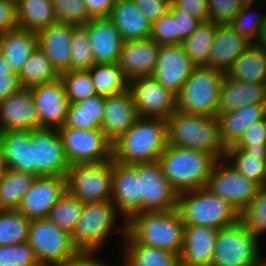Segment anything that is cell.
Wrapping results in <instances>:
<instances>
[{
    "label": "cell",
    "mask_w": 266,
    "mask_h": 266,
    "mask_svg": "<svg viewBox=\"0 0 266 266\" xmlns=\"http://www.w3.org/2000/svg\"><path fill=\"white\" fill-rule=\"evenodd\" d=\"M219 229L185 225L180 261L187 265L211 266Z\"/></svg>",
    "instance_id": "cell-25"
},
{
    "label": "cell",
    "mask_w": 266,
    "mask_h": 266,
    "mask_svg": "<svg viewBox=\"0 0 266 266\" xmlns=\"http://www.w3.org/2000/svg\"><path fill=\"white\" fill-rule=\"evenodd\" d=\"M178 266H202V265H187V264H185V263L179 261Z\"/></svg>",
    "instance_id": "cell-62"
},
{
    "label": "cell",
    "mask_w": 266,
    "mask_h": 266,
    "mask_svg": "<svg viewBox=\"0 0 266 266\" xmlns=\"http://www.w3.org/2000/svg\"><path fill=\"white\" fill-rule=\"evenodd\" d=\"M58 131L70 165L101 163L112 159L113 143L101 129L60 127Z\"/></svg>",
    "instance_id": "cell-11"
},
{
    "label": "cell",
    "mask_w": 266,
    "mask_h": 266,
    "mask_svg": "<svg viewBox=\"0 0 266 266\" xmlns=\"http://www.w3.org/2000/svg\"><path fill=\"white\" fill-rule=\"evenodd\" d=\"M231 147L244 149L248 153H266V117L249 126Z\"/></svg>",
    "instance_id": "cell-49"
},
{
    "label": "cell",
    "mask_w": 266,
    "mask_h": 266,
    "mask_svg": "<svg viewBox=\"0 0 266 266\" xmlns=\"http://www.w3.org/2000/svg\"><path fill=\"white\" fill-rule=\"evenodd\" d=\"M39 129V115L30 88L20 87L0 101V132Z\"/></svg>",
    "instance_id": "cell-20"
},
{
    "label": "cell",
    "mask_w": 266,
    "mask_h": 266,
    "mask_svg": "<svg viewBox=\"0 0 266 266\" xmlns=\"http://www.w3.org/2000/svg\"><path fill=\"white\" fill-rule=\"evenodd\" d=\"M21 87L31 88L43 83H49L60 78V74L52 66L45 53L36 48L17 74Z\"/></svg>",
    "instance_id": "cell-37"
},
{
    "label": "cell",
    "mask_w": 266,
    "mask_h": 266,
    "mask_svg": "<svg viewBox=\"0 0 266 266\" xmlns=\"http://www.w3.org/2000/svg\"><path fill=\"white\" fill-rule=\"evenodd\" d=\"M158 161L172 188L181 193L206 187L216 159L207 152L167 144Z\"/></svg>",
    "instance_id": "cell-5"
},
{
    "label": "cell",
    "mask_w": 266,
    "mask_h": 266,
    "mask_svg": "<svg viewBox=\"0 0 266 266\" xmlns=\"http://www.w3.org/2000/svg\"><path fill=\"white\" fill-rule=\"evenodd\" d=\"M167 121L139 117L112 145V159L123 164L155 162L166 149Z\"/></svg>",
    "instance_id": "cell-1"
},
{
    "label": "cell",
    "mask_w": 266,
    "mask_h": 266,
    "mask_svg": "<svg viewBox=\"0 0 266 266\" xmlns=\"http://www.w3.org/2000/svg\"><path fill=\"white\" fill-rule=\"evenodd\" d=\"M110 200L124 220L140 213V179L137 163L123 164L113 161L112 190Z\"/></svg>",
    "instance_id": "cell-19"
},
{
    "label": "cell",
    "mask_w": 266,
    "mask_h": 266,
    "mask_svg": "<svg viewBox=\"0 0 266 266\" xmlns=\"http://www.w3.org/2000/svg\"><path fill=\"white\" fill-rule=\"evenodd\" d=\"M241 7L256 4L257 0H238Z\"/></svg>",
    "instance_id": "cell-61"
},
{
    "label": "cell",
    "mask_w": 266,
    "mask_h": 266,
    "mask_svg": "<svg viewBox=\"0 0 266 266\" xmlns=\"http://www.w3.org/2000/svg\"><path fill=\"white\" fill-rule=\"evenodd\" d=\"M169 12L173 15L178 26V44H181L184 39L189 37L201 23V21L185 10L176 8L170 4Z\"/></svg>",
    "instance_id": "cell-53"
},
{
    "label": "cell",
    "mask_w": 266,
    "mask_h": 266,
    "mask_svg": "<svg viewBox=\"0 0 266 266\" xmlns=\"http://www.w3.org/2000/svg\"><path fill=\"white\" fill-rule=\"evenodd\" d=\"M98 95L108 96L120 93L129 86L119 62L94 64L88 69Z\"/></svg>",
    "instance_id": "cell-40"
},
{
    "label": "cell",
    "mask_w": 266,
    "mask_h": 266,
    "mask_svg": "<svg viewBox=\"0 0 266 266\" xmlns=\"http://www.w3.org/2000/svg\"><path fill=\"white\" fill-rule=\"evenodd\" d=\"M240 220L258 239L266 233V186L259 187L256 197L240 213Z\"/></svg>",
    "instance_id": "cell-46"
},
{
    "label": "cell",
    "mask_w": 266,
    "mask_h": 266,
    "mask_svg": "<svg viewBox=\"0 0 266 266\" xmlns=\"http://www.w3.org/2000/svg\"><path fill=\"white\" fill-rule=\"evenodd\" d=\"M105 96L95 95L86 100L69 103L65 124L81 130L101 129L104 116Z\"/></svg>",
    "instance_id": "cell-34"
},
{
    "label": "cell",
    "mask_w": 266,
    "mask_h": 266,
    "mask_svg": "<svg viewBox=\"0 0 266 266\" xmlns=\"http://www.w3.org/2000/svg\"><path fill=\"white\" fill-rule=\"evenodd\" d=\"M225 72L196 66L177 94V109L188 114L216 117Z\"/></svg>",
    "instance_id": "cell-7"
},
{
    "label": "cell",
    "mask_w": 266,
    "mask_h": 266,
    "mask_svg": "<svg viewBox=\"0 0 266 266\" xmlns=\"http://www.w3.org/2000/svg\"><path fill=\"white\" fill-rule=\"evenodd\" d=\"M108 19L119 30L123 41L150 37L151 24L132 0H116Z\"/></svg>",
    "instance_id": "cell-29"
},
{
    "label": "cell",
    "mask_w": 266,
    "mask_h": 266,
    "mask_svg": "<svg viewBox=\"0 0 266 266\" xmlns=\"http://www.w3.org/2000/svg\"><path fill=\"white\" fill-rule=\"evenodd\" d=\"M72 24L57 22L37 33V44L60 74L70 71Z\"/></svg>",
    "instance_id": "cell-24"
},
{
    "label": "cell",
    "mask_w": 266,
    "mask_h": 266,
    "mask_svg": "<svg viewBox=\"0 0 266 266\" xmlns=\"http://www.w3.org/2000/svg\"><path fill=\"white\" fill-rule=\"evenodd\" d=\"M229 79L266 84V51L251 44L226 71Z\"/></svg>",
    "instance_id": "cell-33"
},
{
    "label": "cell",
    "mask_w": 266,
    "mask_h": 266,
    "mask_svg": "<svg viewBox=\"0 0 266 266\" xmlns=\"http://www.w3.org/2000/svg\"><path fill=\"white\" fill-rule=\"evenodd\" d=\"M195 67L182 44L160 45L153 77L177 95Z\"/></svg>",
    "instance_id": "cell-17"
},
{
    "label": "cell",
    "mask_w": 266,
    "mask_h": 266,
    "mask_svg": "<svg viewBox=\"0 0 266 266\" xmlns=\"http://www.w3.org/2000/svg\"><path fill=\"white\" fill-rule=\"evenodd\" d=\"M122 266H178L180 255L135 242L127 233L122 240ZM120 265V266H121Z\"/></svg>",
    "instance_id": "cell-32"
},
{
    "label": "cell",
    "mask_w": 266,
    "mask_h": 266,
    "mask_svg": "<svg viewBox=\"0 0 266 266\" xmlns=\"http://www.w3.org/2000/svg\"><path fill=\"white\" fill-rule=\"evenodd\" d=\"M113 159L101 163L74 164L66 173V192L83 203L110 200Z\"/></svg>",
    "instance_id": "cell-9"
},
{
    "label": "cell",
    "mask_w": 266,
    "mask_h": 266,
    "mask_svg": "<svg viewBox=\"0 0 266 266\" xmlns=\"http://www.w3.org/2000/svg\"><path fill=\"white\" fill-rule=\"evenodd\" d=\"M259 5L258 12L255 4L241 7L239 13L229 23L230 27L250 44H258L262 32L266 29V13L261 12L264 4Z\"/></svg>",
    "instance_id": "cell-41"
},
{
    "label": "cell",
    "mask_w": 266,
    "mask_h": 266,
    "mask_svg": "<svg viewBox=\"0 0 266 266\" xmlns=\"http://www.w3.org/2000/svg\"><path fill=\"white\" fill-rule=\"evenodd\" d=\"M39 115V129H59L65 124L69 101L58 78L30 88Z\"/></svg>",
    "instance_id": "cell-16"
},
{
    "label": "cell",
    "mask_w": 266,
    "mask_h": 266,
    "mask_svg": "<svg viewBox=\"0 0 266 266\" xmlns=\"http://www.w3.org/2000/svg\"><path fill=\"white\" fill-rule=\"evenodd\" d=\"M184 223L177 208L166 211H145L126 221V233L137 243L180 255Z\"/></svg>",
    "instance_id": "cell-2"
},
{
    "label": "cell",
    "mask_w": 266,
    "mask_h": 266,
    "mask_svg": "<svg viewBox=\"0 0 266 266\" xmlns=\"http://www.w3.org/2000/svg\"><path fill=\"white\" fill-rule=\"evenodd\" d=\"M118 215L120 217L121 214L111 200L85 203L71 234L74 246L79 251L102 252L101 249L105 248L113 232L116 234L117 231L121 239L125 238L126 220H121L122 225L118 224Z\"/></svg>",
    "instance_id": "cell-4"
},
{
    "label": "cell",
    "mask_w": 266,
    "mask_h": 266,
    "mask_svg": "<svg viewBox=\"0 0 266 266\" xmlns=\"http://www.w3.org/2000/svg\"><path fill=\"white\" fill-rule=\"evenodd\" d=\"M18 27L38 33L57 23L52 0H16Z\"/></svg>",
    "instance_id": "cell-35"
},
{
    "label": "cell",
    "mask_w": 266,
    "mask_h": 266,
    "mask_svg": "<svg viewBox=\"0 0 266 266\" xmlns=\"http://www.w3.org/2000/svg\"><path fill=\"white\" fill-rule=\"evenodd\" d=\"M266 84L229 79L226 75L220 90L219 112L238 109L248 104H265Z\"/></svg>",
    "instance_id": "cell-30"
},
{
    "label": "cell",
    "mask_w": 266,
    "mask_h": 266,
    "mask_svg": "<svg viewBox=\"0 0 266 266\" xmlns=\"http://www.w3.org/2000/svg\"><path fill=\"white\" fill-rule=\"evenodd\" d=\"M27 242L41 266L62 264L79 252L71 235L47 218L31 219Z\"/></svg>",
    "instance_id": "cell-10"
},
{
    "label": "cell",
    "mask_w": 266,
    "mask_h": 266,
    "mask_svg": "<svg viewBox=\"0 0 266 266\" xmlns=\"http://www.w3.org/2000/svg\"><path fill=\"white\" fill-rule=\"evenodd\" d=\"M258 45L266 51V29L262 32Z\"/></svg>",
    "instance_id": "cell-59"
},
{
    "label": "cell",
    "mask_w": 266,
    "mask_h": 266,
    "mask_svg": "<svg viewBox=\"0 0 266 266\" xmlns=\"http://www.w3.org/2000/svg\"><path fill=\"white\" fill-rule=\"evenodd\" d=\"M225 159L260 187L266 186V153H248L244 149L229 147Z\"/></svg>",
    "instance_id": "cell-38"
},
{
    "label": "cell",
    "mask_w": 266,
    "mask_h": 266,
    "mask_svg": "<svg viewBox=\"0 0 266 266\" xmlns=\"http://www.w3.org/2000/svg\"><path fill=\"white\" fill-rule=\"evenodd\" d=\"M139 117L132 92L127 88L120 93L105 96L101 130L113 143L124 134Z\"/></svg>",
    "instance_id": "cell-21"
},
{
    "label": "cell",
    "mask_w": 266,
    "mask_h": 266,
    "mask_svg": "<svg viewBox=\"0 0 266 266\" xmlns=\"http://www.w3.org/2000/svg\"><path fill=\"white\" fill-rule=\"evenodd\" d=\"M128 88L140 117L167 119L177 110V95L153 76L134 78L129 81Z\"/></svg>",
    "instance_id": "cell-15"
},
{
    "label": "cell",
    "mask_w": 266,
    "mask_h": 266,
    "mask_svg": "<svg viewBox=\"0 0 266 266\" xmlns=\"http://www.w3.org/2000/svg\"><path fill=\"white\" fill-rule=\"evenodd\" d=\"M140 179V213L177 208L178 193L166 179L159 161L137 163Z\"/></svg>",
    "instance_id": "cell-13"
},
{
    "label": "cell",
    "mask_w": 266,
    "mask_h": 266,
    "mask_svg": "<svg viewBox=\"0 0 266 266\" xmlns=\"http://www.w3.org/2000/svg\"><path fill=\"white\" fill-rule=\"evenodd\" d=\"M166 121L169 145L207 152L216 160L225 158L217 117L188 114L177 109Z\"/></svg>",
    "instance_id": "cell-3"
},
{
    "label": "cell",
    "mask_w": 266,
    "mask_h": 266,
    "mask_svg": "<svg viewBox=\"0 0 266 266\" xmlns=\"http://www.w3.org/2000/svg\"><path fill=\"white\" fill-rule=\"evenodd\" d=\"M33 175L66 176L70 168L58 129L32 131Z\"/></svg>",
    "instance_id": "cell-14"
},
{
    "label": "cell",
    "mask_w": 266,
    "mask_h": 266,
    "mask_svg": "<svg viewBox=\"0 0 266 266\" xmlns=\"http://www.w3.org/2000/svg\"><path fill=\"white\" fill-rule=\"evenodd\" d=\"M0 266H41L28 242L0 246Z\"/></svg>",
    "instance_id": "cell-48"
},
{
    "label": "cell",
    "mask_w": 266,
    "mask_h": 266,
    "mask_svg": "<svg viewBox=\"0 0 266 266\" xmlns=\"http://www.w3.org/2000/svg\"><path fill=\"white\" fill-rule=\"evenodd\" d=\"M209 20L227 25L241 10L238 0H207Z\"/></svg>",
    "instance_id": "cell-51"
},
{
    "label": "cell",
    "mask_w": 266,
    "mask_h": 266,
    "mask_svg": "<svg viewBox=\"0 0 266 266\" xmlns=\"http://www.w3.org/2000/svg\"><path fill=\"white\" fill-rule=\"evenodd\" d=\"M0 141L5 167L33 174L32 131H3Z\"/></svg>",
    "instance_id": "cell-27"
},
{
    "label": "cell",
    "mask_w": 266,
    "mask_h": 266,
    "mask_svg": "<svg viewBox=\"0 0 266 266\" xmlns=\"http://www.w3.org/2000/svg\"><path fill=\"white\" fill-rule=\"evenodd\" d=\"M93 65L87 29L83 25H72L70 71L88 70Z\"/></svg>",
    "instance_id": "cell-45"
},
{
    "label": "cell",
    "mask_w": 266,
    "mask_h": 266,
    "mask_svg": "<svg viewBox=\"0 0 266 266\" xmlns=\"http://www.w3.org/2000/svg\"><path fill=\"white\" fill-rule=\"evenodd\" d=\"M37 47V33L34 31L17 27L0 35V52L17 74Z\"/></svg>",
    "instance_id": "cell-31"
},
{
    "label": "cell",
    "mask_w": 266,
    "mask_h": 266,
    "mask_svg": "<svg viewBox=\"0 0 266 266\" xmlns=\"http://www.w3.org/2000/svg\"><path fill=\"white\" fill-rule=\"evenodd\" d=\"M84 205L85 203L66 192L50 209L46 218L71 235L82 215Z\"/></svg>",
    "instance_id": "cell-42"
},
{
    "label": "cell",
    "mask_w": 266,
    "mask_h": 266,
    "mask_svg": "<svg viewBox=\"0 0 266 266\" xmlns=\"http://www.w3.org/2000/svg\"><path fill=\"white\" fill-rule=\"evenodd\" d=\"M219 136L225 149L234 146L245 130L254 122L266 117L265 104H248L234 110L219 112Z\"/></svg>",
    "instance_id": "cell-26"
},
{
    "label": "cell",
    "mask_w": 266,
    "mask_h": 266,
    "mask_svg": "<svg viewBox=\"0 0 266 266\" xmlns=\"http://www.w3.org/2000/svg\"><path fill=\"white\" fill-rule=\"evenodd\" d=\"M30 221L18 210H0V246L27 242Z\"/></svg>",
    "instance_id": "cell-43"
},
{
    "label": "cell",
    "mask_w": 266,
    "mask_h": 266,
    "mask_svg": "<svg viewBox=\"0 0 266 266\" xmlns=\"http://www.w3.org/2000/svg\"><path fill=\"white\" fill-rule=\"evenodd\" d=\"M65 193V177H37L17 210L29 219L46 218L50 209Z\"/></svg>",
    "instance_id": "cell-18"
},
{
    "label": "cell",
    "mask_w": 266,
    "mask_h": 266,
    "mask_svg": "<svg viewBox=\"0 0 266 266\" xmlns=\"http://www.w3.org/2000/svg\"><path fill=\"white\" fill-rule=\"evenodd\" d=\"M101 252L79 251L74 257L55 266H114L100 257ZM100 258V259H99ZM102 258V259H101ZM106 261V262H105ZM108 262V263H107ZM117 266V265H115Z\"/></svg>",
    "instance_id": "cell-56"
},
{
    "label": "cell",
    "mask_w": 266,
    "mask_h": 266,
    "mask_svg": "<svg viewBox=\"0 0 266 266\" xmlns=\"http://www.w3.org/2000/svg\"><path fill=\"white\" fill-rule=\"evenodd\" d=\"M260 241L241 220L219 229L211 266H264Z\"/></svg>",
    "instance_id": "cell-8"
},
{
    "label": "cell",
    "mask_w": 266,
    "mask_h": 266,
    "mask_svg": "<svg viewBox=\"0 0 266 266\" xmlns=\"http://www.w3.org/2000/svg\"><path fill=\"white\" fill-rule=\"evenodd\" d=\"M20 87L17 73L0 52V101L15 93Z\"/></svg>",
    "instance_id": "cell-52"
},
{
    "label": "cell",
    "mask_w": 266,
    "mask_h": 266,
    "mask_svg": "<svg viewBox=\"0 0 266 266\" xmlns=\"http://www.w3.org/2000/svg\"><path fill=\"white\" fill-rule=\"evenodd\" d=\"M171 3L176 8L185 10L201 22L209 20L207 0H171Z\"/></svg>",
    "instance_id": "cell-57"
},
{
    "label": "cell",
    "mask_w": 266,
    "mask_h": 266,
    "mask_svg": "<svg viewBox=\"0 0 266 266\" xmlns=\"http://www.w3.org/2000/svg\"><path fill=\"white\" fill-rule=\"evenodd\" d=\"M177 210L184 225L221 229L240 220L235 207L206 187L178 193Z\"/></svg>",
    "instance_id": "cell-6"
},
{
    "label": "cell",
    "mask_w": 266,
    "mask_h": 266,
    "mask_svg": "<svg viewBox=\"0 0 266 266\" xmlns=\"http://www.w3.org/2000/svg\"><path fill=\"white\" fill-rule=\"evenodd\" d=\"M37 176L5 169L0 176V210H17Z\"/></svg>",
    "instance_id": "cell-36"
},
{
    "label": "cell",
    "mask_w": 266,
    "mask_h": 266,
    "mask_svg": "<svg viewBox=\"0 0 266 266\" xmlns=\"http://www.w3.org/2000/svg\"><path fill=\"white\" fill-rule=\"evenodd\" d=\"M116 0H84L91 18H108Z\"/></svg>",
    "instance_id": "cell-58"
},
{
    "label": "cell",
    "mask_w": 266,
    "mask_h": 266,
    "mask_svg": "<svg viewBox=\"0 0 266 266\" xmlns=\"http://www.w3.org/2000/svg\"><path fill=\"white\" fill-rule=\"evenodd\" d=\"M5 169H6V167H5V163H4L3 151H2V147H1V141H0V176L4 172Z\"/></svg>",
    "instance_id": "cell-60"
},
{
    "label": "cell",
    "mask_w": 266,
    "mask_h": 266,
    "mask_svg": "<svg viewBox=\"0 0 266 266\" xmlns=\"http://www.w3.org/2000/svg\"><path fill=\"white\" fill-rule=\"evenodd\" d=\"M17 27L16 0H0V35Z\"/></svg>",
    "instance_id": "cell-55"
},
{
    "label": "cell",
    "mask_w": 266,
    "mask_h": 266,
    "mask_svg": "<svg viewBox=\"0 0 266 266\" xmlns=\"http://www.w3.org/2000/svg\"><path fill=\"white\" fill-rule=\"evenodd\" d=\"M58 22L72 25H85L89 16L84 0H52Z\"/></svg>",
    "instance_id": "cell-47"
},
{
    "label": "cell",
    "mask_w": 266,
    "mask_h": 266,
    "mask_svg": "<svg viewBox=\"0 0 266 266\" xmlns=\"http://www.w3.org/2000/svg\"><path fill=\"white\" fill-rule=\"evenodd\" d=\"M259 187L253 180L238 172L225 158L216 160L206 186L240 213L256 197Z\"/></svg>",
    "instance_id": "cell-12"
},
{
    "label": "cell",
    "mask_w": 266,
    "mask_h": 266,
    "mask_svg": "<svg viewBox=\"0 0 266 266\" xmlns=\"http://www.w3.org/2000/svg\"><path fill=\"white\" fill-rule=\"evenodd\" d=\"M250 45L229 24L218 25L206 67L218 69L226 73L233 61Z\"/></svg>",
    "instance_id": "cell-28"
},
{
    "label": "cell",
    "mask_w": 266,
    "mask_h": 266,
    "mask_svg": "<svg viewBox=\"0 0 266 266\" xmlns=\"http://www.w3.org/2000/svg\"><path fill=\"white\" fill-rule=\"evenodd\" d=\"M160 45L178 44V26L168 11L151 24L150 37Z\"/></svg>",
    "instance_id": "cell-50"
},
{
    "label": "cell",
    "mask_w": 266,
    "mask_h": 266,
    "mask_svg": "<svg viewBox=\"0 0 266 266\" xmlns=\"http://www.w3.org/2000/svg\"><path fill=\"white\" fill-rule=\"evenodd\" d=\"M94 64L119 62L123 44L119 30L108 18H91L85 25Z\"/></svg>",
    "instance_id": "cell-23"
},
{
    "label": "cell",
    "mask_w": 266,
    "mask_h": 266,
    "mask_svg": "<svg viewBox=\"0 0 266 266\" xmlns=\"http://www.w3.org/2000/svg\"><path fill=\"white\" fill-rule=\"evenodd\" d=\"M69 103H76L97 95L88 70L60 73Z\"/></svg>",
    "instance_id": "cell-44"
},
{
    "label": "cell",
    "mask_w": 266,
    "mask_h": 266,
    "mask_svg": "<svg viewBox=\"0 0 266 266\" xmlns=\"http://www.w3.org/2000/svg\"><path fill=\"white\" fill-rule=\"evenodd\" d=\"M160 44L151 38L124 41L119 65L128 81L137 77L153 76Z\"/></svg>",
    "instance_id": "cell-22"
},
{
    "label": "cell",
    "mask_w": 266,
    "mask_h": 266,
    "mask_svg": "<svg viewBox=\"0 0 266 266\" xmlns=\"http://www.w3.org/2000/svg\"><path fill=\"white\" fill-rule=\"evenodd\" d=\"M150 24L169 11L171 0H132Z\"/></svg>",
    "instance_id": "cell-54"
},
{
    "label": "cell",
    "mask_w": 266,
    "mask_h": 266,
    "mask_svg": "<svg viewBox=\"0 0 266 266\" xmlns=\"http://www.w3.org/2000/svg\"><path fill=\"white\" fill-rule=\"evenodd\" d=\"M218 24L213 21L201 22L196 30L182 41V46L196 66H206Z\"/></svg>",
    "instance_id": "cell-39"
}]
</instances>
